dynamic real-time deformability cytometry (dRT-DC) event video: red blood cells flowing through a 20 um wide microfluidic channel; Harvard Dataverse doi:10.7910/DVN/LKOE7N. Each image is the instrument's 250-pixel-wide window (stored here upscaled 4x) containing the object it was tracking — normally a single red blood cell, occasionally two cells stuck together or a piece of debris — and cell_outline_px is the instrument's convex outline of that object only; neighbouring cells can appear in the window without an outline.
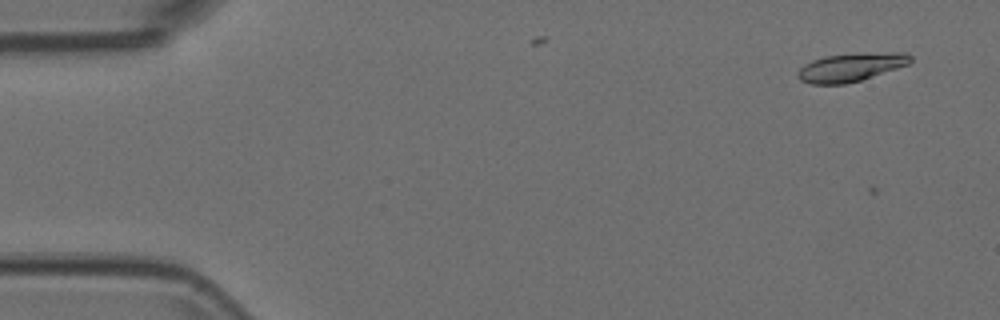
{"species": "Egyptian fruit bat (a non-hibernating species)", "species_latin": "Rousettus aegyptiacus", "temperature_condition": "room temperature", "stored_images_in_passage": 10, "camera_frame_rate_fps": 3000, "um_per_image_px": 0.085, "animal": {"sex": "female"}, "frame": {"image": 1, "passage_image": 6, "time_ms": 1.667, "image_size_px": [1000, 320], "cell_outline_px": [[912, 60], [908, 64], [860, 80], [844, 84], [812, 84], [800, 80], [796, 76], [796, 72], [804, 64], [812, 60], [824, 56], [892, 52], [908, 52], [912, 56]], "centroid_in_image_um": [72.29, 5.72], "position_along_channel_um": 12.7, "area_um2": 18.38}}